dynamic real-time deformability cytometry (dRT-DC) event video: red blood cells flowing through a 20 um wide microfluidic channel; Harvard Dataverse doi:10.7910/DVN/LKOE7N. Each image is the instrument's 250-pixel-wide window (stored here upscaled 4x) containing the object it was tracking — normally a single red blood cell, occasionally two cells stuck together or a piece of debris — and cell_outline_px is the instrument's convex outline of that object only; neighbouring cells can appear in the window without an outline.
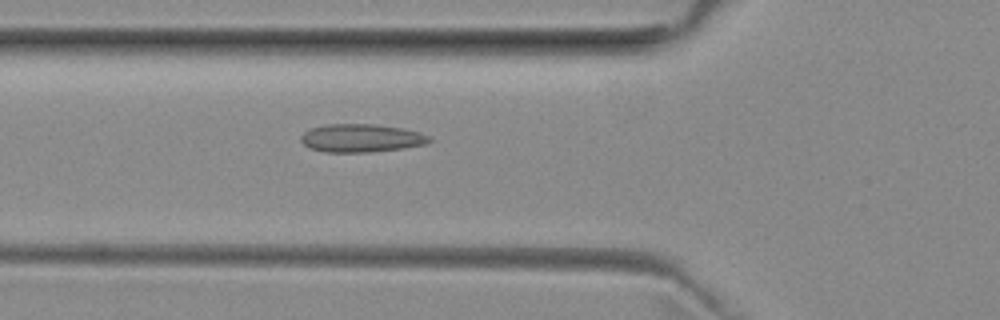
{"species": "common noctule bat (a hibernating species)", "species_latin": "Nyctalus noctula", "temperature_condition": "room temperature", "stored_images_in_passage": 48, "camera_frame_rate_fps": 3000, "um_per_image_px": 0.085, "animal": {"sex": "female", "body_mass_g": 29.2, "forearm_length_mm": 56.3}, "frame": {"image": 1, "passage_image": 17, "time_ms": 5.333, "image_size_px": [1000, 320], "cell_outline_px": [[432, 140], [424, 144], [400, 148], [368, 152], [324, 152], [308, 148], [300, 140], [300, 136], [304, 132], [312, 128], [328, 124], [376, 124], [404, 128], [420, 132], [432, 136]], "centroid_in_image_um": [30.7, 11.73], "position_along_channel_um": 95.1, "area_um2": 21.1}}
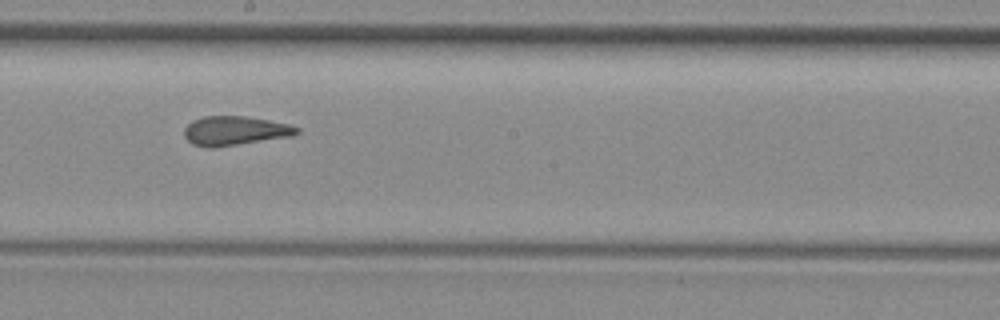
{"frame": {"image": 2, "passage_image": 27, "time_ms": 8.667, "image_size_px": [1000, 320], "cell_outline_px": [[300, 132], [296, 136], [212, 148], [208, 148], [192, 144], [184, 136], [184, 128], [192, 120], [204, 116], [244, 116], [268, 120], [288, 124], [300, 128]], "centroid_in_image_um": [19.99, 11.12], "position_along_channel_um": 228.2, "area_um2": 19.36}}
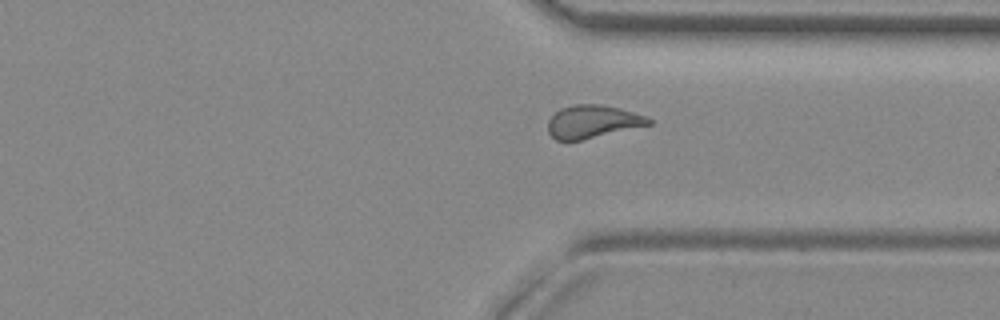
{"frame": {"image": 3, "passage_image": 37, "time_ms": 12.0, "image_size_px": [1000, 320], "cell_outline_px": [[652, 124], [580, 140], [556, 140], [548, 132], [548, 120], [560, 108], [572, 104], [600, 104], [620, 108], [648, 116], [652, 120]], "centroid_in_image_um": [50.38, 10.32], "position_along_channel_um": 361.0, "area_um2": 19.31}}